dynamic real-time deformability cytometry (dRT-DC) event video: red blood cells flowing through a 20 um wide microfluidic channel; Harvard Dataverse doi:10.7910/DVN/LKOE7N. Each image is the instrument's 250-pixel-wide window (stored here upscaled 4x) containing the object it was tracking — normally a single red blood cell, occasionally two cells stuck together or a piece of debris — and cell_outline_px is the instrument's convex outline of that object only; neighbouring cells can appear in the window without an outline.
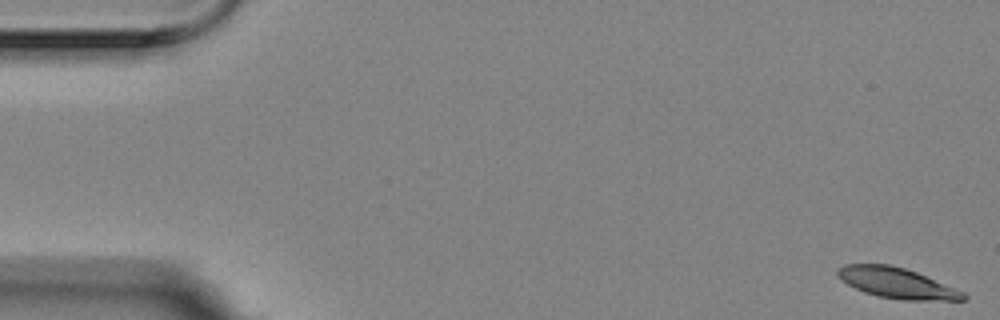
{"species": "Egyptian fruit bat (a non-hibernating species)", "species_latin": "Rousettus aegyptiacus", "temperature_condition": "room temperature", "stored_images_in_passage": 5, "camera_frame_rate_fps": 3000, "um_per_image_px": 0.085, "animal": {"sex": "female"}, "frame": {"image": 1, "passage_image": 1, "time_ms": 0.0, "image_size_px": [1000, 320], "cell_outline_px": [[968, 296], [964, 300], [900, 300], [876, 296], [864, 292], [848, 284], [836, 276], [836, 268], [844, 264], [888, 264], [904, 268], [916, 272], [964, 292]], "centroid_in_image_um": [76.18, 24.05], "position_along_channel_um": 8.8, "area_um2": 22.31}}